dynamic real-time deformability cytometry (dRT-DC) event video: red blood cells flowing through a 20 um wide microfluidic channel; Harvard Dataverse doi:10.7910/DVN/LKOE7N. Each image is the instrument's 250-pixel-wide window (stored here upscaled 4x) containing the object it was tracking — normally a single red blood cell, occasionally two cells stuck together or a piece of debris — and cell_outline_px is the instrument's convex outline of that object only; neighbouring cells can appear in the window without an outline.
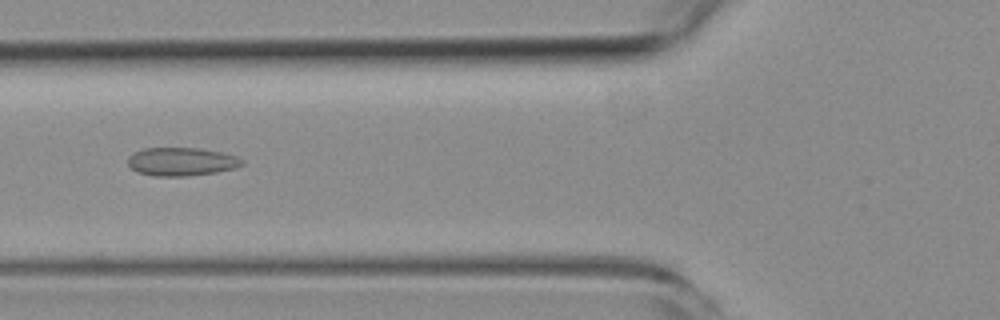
{"species": "common noctule bat (a hibernating species)", "species_latin": "Nyctalus noctula", "temperature_condition": "room temperature", "stored_images_in_passage": 7, "camera_frame_rate_fps": 3000, "um_per_image_px": 0.085, "animal": {"sex": "female", "body_mass_g": 19.3, "forearm_length_mm": 54.1}, "frame": {"image": 1, "passage_image": 5, "time_ms": 5.333, "image_size_px": [1000, 320], "cell_outline_px": [[244, 164], [236, 168], [216, 172], [188, 176], [152, 176], [136, 172], [128, 164], [128, 156], [144, 148], [200, 148], [220, 152], [236, 156], [244, 160]], "centroid_in_image_um": [15.43, 13.75], "position_along_channel_um": 110.4, "area_um2": 18.9}}
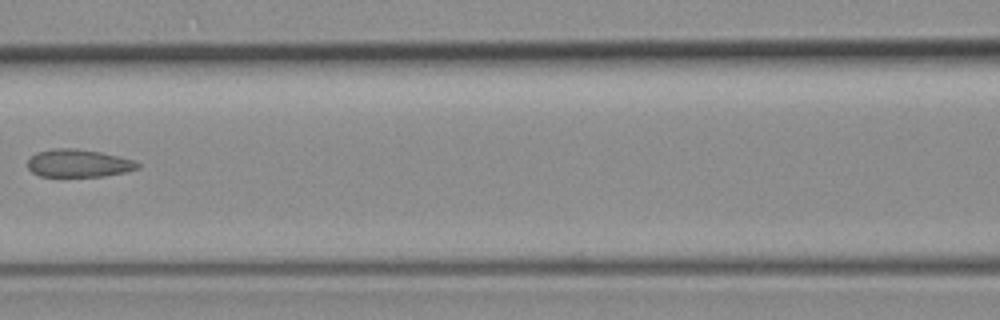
{"frame": {"image": 2, "passage_image": 6, "time_ms": 6.667, "image_size_px": [1000, 320], "cell_outline_px": [[140, 168], [124, 172], [104, 176], [40, 176], [32, 172], [28, 168], [28, 160], [36, 152], [52, 148], [76, 148], [100, 152], [120, 156], [136, 160], [140, 164]], "centroid_in_image_um": [6.69, 13.86], "position_along_channel_um": 159.9, "area_um2": 17.92}}
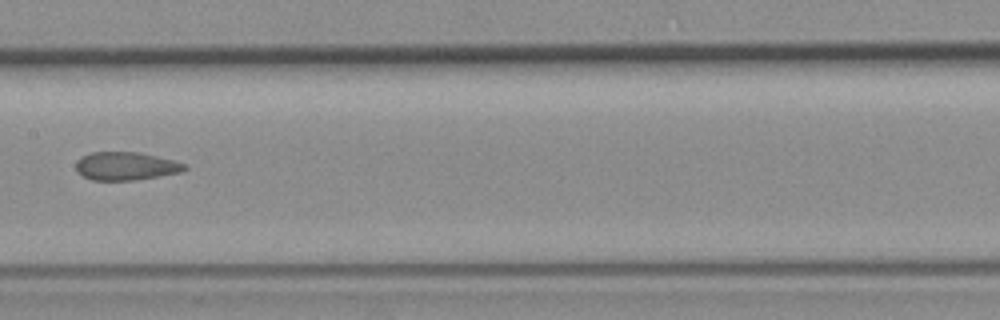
{"frame": {"image": 3, "passage_image": 7, "time_ms": 7.667, "image_size_px": [1000, 320], "cell_outline_px": [[188, 168], [180, 172], [136, 180], [92, 180], [76, 172], [76, 160], [80, 156], [92, 152], [140, 152], [188, 164]], "centroid_in_image_um": [10.68, 14.11], "position_along_channel_um": 196.7, "area_um2": 17.92}}